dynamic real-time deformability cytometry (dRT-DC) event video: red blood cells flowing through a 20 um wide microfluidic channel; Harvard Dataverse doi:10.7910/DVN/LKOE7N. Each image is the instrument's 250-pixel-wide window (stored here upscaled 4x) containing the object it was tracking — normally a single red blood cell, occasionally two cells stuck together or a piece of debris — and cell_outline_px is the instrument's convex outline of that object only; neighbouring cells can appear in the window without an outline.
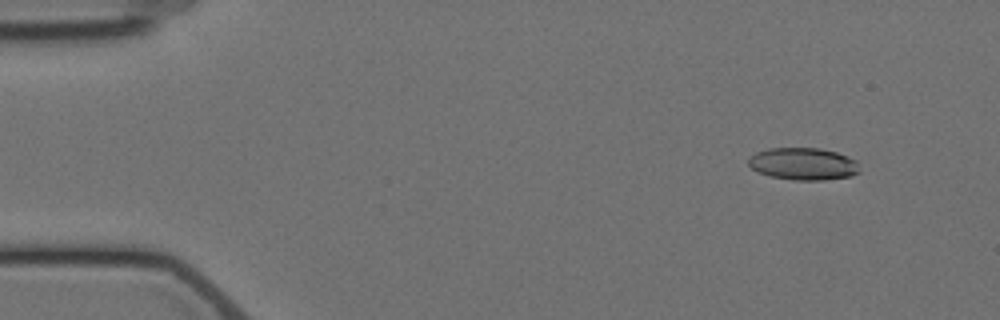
{"species": "Egyptian fruit bat (a non-hibernating species)", "species_latin": "Rousettus aegyptiacus", "temperature_condition": "cold", "stored_images_in_passage": 4, "camera_frame_rate_fps": 3000, "um_per_image_px": 0.085, "animal": {"sex": "female"}, "frame": {"image": 1, "passage_image": 1, "time_ms": 0.0, "image_size_px": [1000, 320], "cell_outline_px": [[860, 172], [852, 176], [824, 180], [792, 180], [768, 176], [752, 168], [748, 164], [748, 156], [756, 152], [768, 148], [820, 148], [836, 152], [848, 156], [856, 160]], "centroid_in_image_um": [68.27, 13.93], "position_along_channel_um": 16.7, "area_um2": 21.1}}
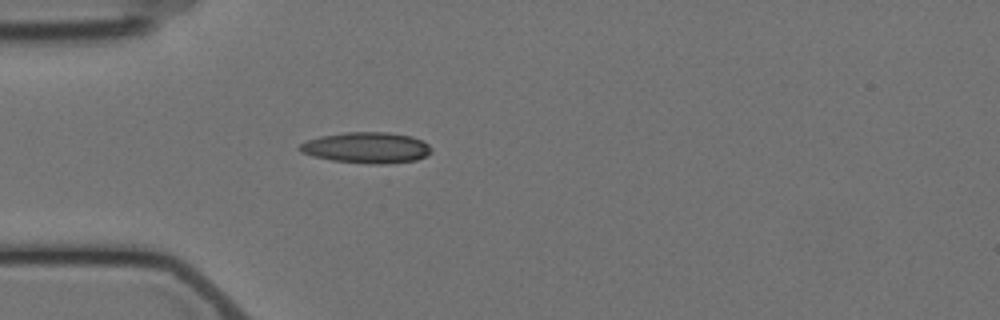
{"frame": {"image": 2, "passage_image": 4, "time_ms": 3.667, "image_size_px": [1000, 320], "cell_outline_px": [[432, 152], [416, 160], [384, 164], [372, 164], [332, 160], [312, 156], [300, 152], [296, 148], [300, 144], [308, 140], [320, 136], [344, 132], [388, 132], [412, 136], [428, 144], [432, 148]], "centroid_in_image_um": [31.14, 12.55], "position_along_channel_um": 53.9, "area_um2": 23.81}}